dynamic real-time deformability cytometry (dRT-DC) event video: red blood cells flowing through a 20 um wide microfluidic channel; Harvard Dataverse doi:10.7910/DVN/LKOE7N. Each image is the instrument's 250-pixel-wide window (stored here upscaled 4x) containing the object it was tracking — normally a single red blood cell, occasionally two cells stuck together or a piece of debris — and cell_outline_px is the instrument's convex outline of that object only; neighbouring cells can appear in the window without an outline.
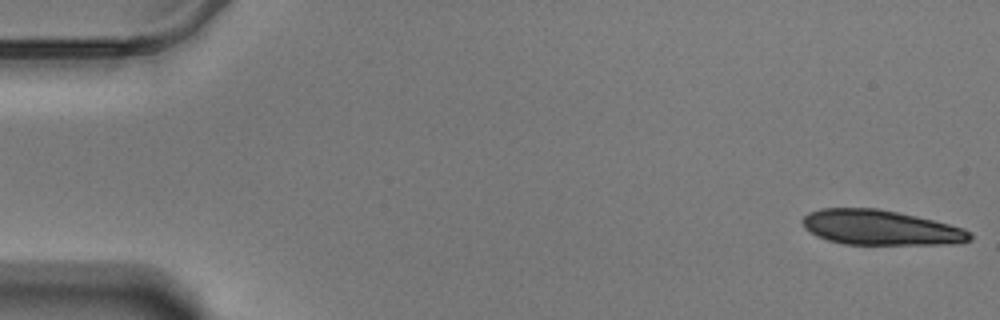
{"species": "Egyptian fruit bat (a non-hibernating species)", "species_latin": "Rousettus aegyptiacus", "temperature_condition": "warm", "stored_images_in_passage": 17, "camera_frame_rate_fps": 3000, "um_per_image_px": 0.085, "animal": {"sex": "male"}, "frame": {"image": 1, "passage_image": 1, "time_ms": 0.0, "image_size_px": [1000, 320], "cell_outline_px": [[972, 240], [948, 244], [844, 244], [828, 240], [816, 236], [804, 228], [800, 220], [808, 212], [820, 208], [876, 208], [916, 216], [964, 228], [972, 236]], "centroid_in_image_um": [74.77, 19.34], "position_along_channel_um": 10.2, "area_um2": 33.99}}